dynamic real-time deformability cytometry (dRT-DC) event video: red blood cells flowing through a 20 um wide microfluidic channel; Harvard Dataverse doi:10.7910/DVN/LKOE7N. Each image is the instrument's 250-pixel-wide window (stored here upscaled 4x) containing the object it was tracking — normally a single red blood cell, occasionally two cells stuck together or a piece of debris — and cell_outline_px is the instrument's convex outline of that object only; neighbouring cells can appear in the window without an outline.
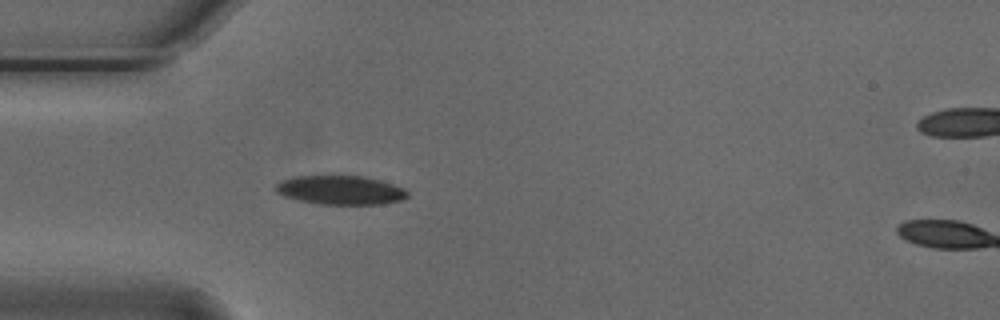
{"species": "Egyptian fruit bat (a non-hibernating species)", "species_latin": "Rousettus aegyptiacus", "temperature_condition": "cold", "stored_images_in_passage": 10, "camera_frame_rate_fps": 3000, "um_per_image_px": 0.085, "animal": {"sex": "male"}, "frame": {"image": 1, "passage_image": 9, "time_ms": 2.667, "image_size_px": [1000, 320], "cell_outline_px": [[408, 196], [400, 200], [384, 204], [320, 204], [296, 200], [284, 196], [276, 192], [276, 184], [280, 180], [292, 176], [360, 176], [380, 180], [404, 188], [408, 192]], "centroid_in_image_um": [28.91, 16.16], "position_along_channel_um": 56.1, "area_um2": 22.25}}